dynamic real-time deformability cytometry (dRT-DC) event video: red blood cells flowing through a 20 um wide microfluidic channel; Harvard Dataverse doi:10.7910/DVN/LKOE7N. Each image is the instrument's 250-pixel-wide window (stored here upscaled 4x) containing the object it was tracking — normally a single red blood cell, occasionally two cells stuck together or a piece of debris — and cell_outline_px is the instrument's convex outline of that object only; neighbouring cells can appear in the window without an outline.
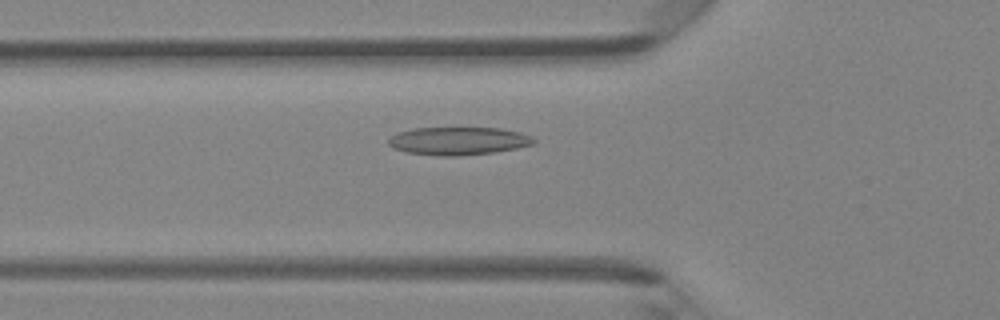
{"species": "Egyptian fruit bat (a non-hibernating species)", "species_latin": "Rousettus aegyptiacus", "temperature_condition": "room temperature", "stored_images_in_passage": 47, "camera_frame_rate_fps": 3000, "um_per_image_px": 0.085, "animal": {"sex": "female"}, "frame": {"image": 1, "passage_image": 17, "time_ms": 5.333, "image_size_px": [1000, 320], "cell_outline_px": [[536, 144], [516, 148], [492, 152], [456, 156], [440, 156], [408, 152], [392, 148], [388, 144], [388, 140], [396, 132], [412, 128], [500, 128], [520, 132], [532, 136], [536, 140]], "centroid_in_image_um": [38.96, 11.97], "position_along_channel_um": 86.8, "area_um2": 23.7}}
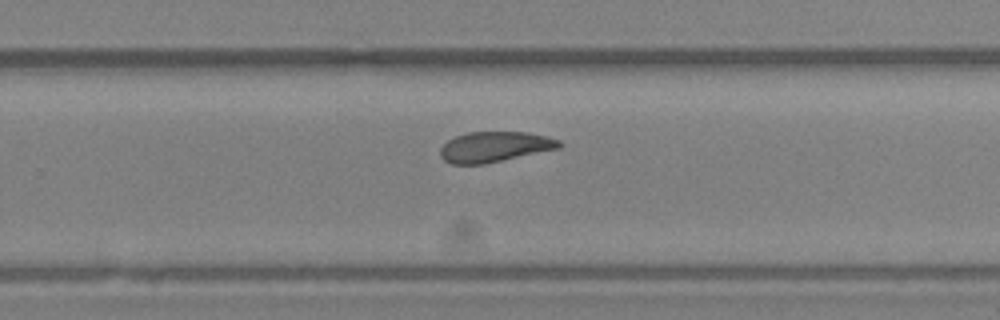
{"frame": {"image": 2, "passage_image": 31, "time_ms": 10.0, "image_size_px": [1000, 320], "cell_outline_px": [[564, 144], [560, 148], [484, 164], [452, 164], [444, 160], [440, 156], [440, 148], [448, 140], [456, 136], [468, 132], [528, 132], [548, 136], [560, 140]], "centroid_in_image_um": [42.07, 12.47], "position_along_channel_um": 287.7, "area_um2": 21.15}}
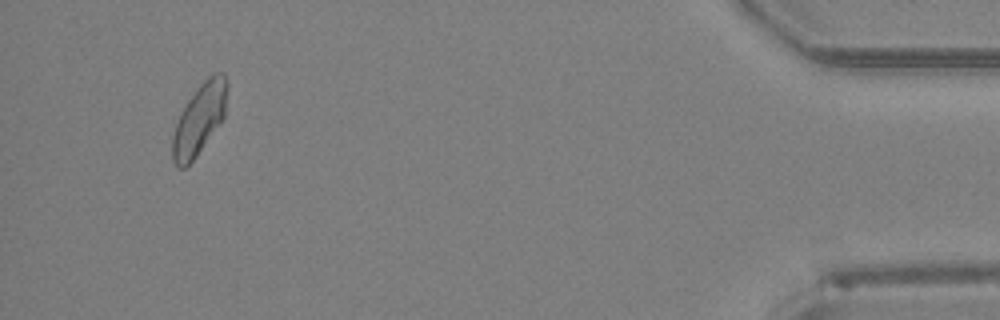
{"frame": {"image": 3, "passage_image": 45, "time_ms": 14.667, "image_size_px": [1000, 320], "cell_outline_px": [[228, 88], [224, 116], [196, 156], [184, 168], [180, 168], [172, 160], [172, 136], [180, 112], [188, 100], [200, 84], [212, 72], [224, 72], [228, 80]], "centroid_in_image_um": [16.95, 10.06], "position_along_channel_um": 418.2, "area_um2": 22.37}, "authors_computed_cell_mechanics": {"area_um2": 22.4264, "velocity_mm_per_s": 4.3253, "shape_relaxation_time_tau1_ms": null, "shape_relaxation_time_tau2_ms": 4.6023, "deformation_change_tau1": null, "deformation_change_tau2": 0.1263}}